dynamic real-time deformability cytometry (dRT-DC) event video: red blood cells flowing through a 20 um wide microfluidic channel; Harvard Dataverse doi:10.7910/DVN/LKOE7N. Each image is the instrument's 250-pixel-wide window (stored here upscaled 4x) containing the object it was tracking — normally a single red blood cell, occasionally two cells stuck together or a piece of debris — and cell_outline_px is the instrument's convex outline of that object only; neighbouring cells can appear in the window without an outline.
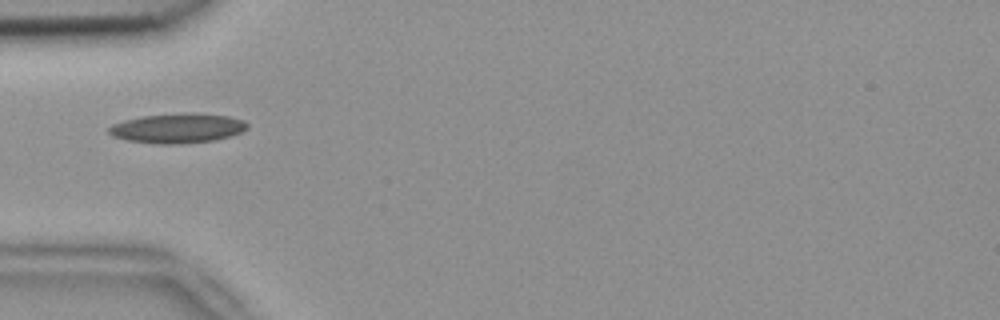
{"species": "common noctule bat (a hibernating species)", "species_latin": "Nyctalus noctula", "temperature_condition": "room temperature", "stored_images_in_passage": 4, "camera_frame_rate_fps": 3000, "um_per_image_px": 0.085, "animal": {"sex": "female", "body_mass_g": 18.4}, "frame": {"image": 1, "passage_image": 4, "time_ms": 1.0, "image_size_px": [1000, 320], "cell_outline_px": [[248, 128], [232, 136], [216, 140], [180, 144], [160, 144], [128, 140], [112, 136], [108, 132], [108, 128], [112, 124], [124, 120], [144, 116], [192, 112], [228, 116], [244, 120], [248, 124]], "centroid_in_image_um": [15.12, 10.9], "position_along_channel_um": 69.9, "area_um2": 23.99}}